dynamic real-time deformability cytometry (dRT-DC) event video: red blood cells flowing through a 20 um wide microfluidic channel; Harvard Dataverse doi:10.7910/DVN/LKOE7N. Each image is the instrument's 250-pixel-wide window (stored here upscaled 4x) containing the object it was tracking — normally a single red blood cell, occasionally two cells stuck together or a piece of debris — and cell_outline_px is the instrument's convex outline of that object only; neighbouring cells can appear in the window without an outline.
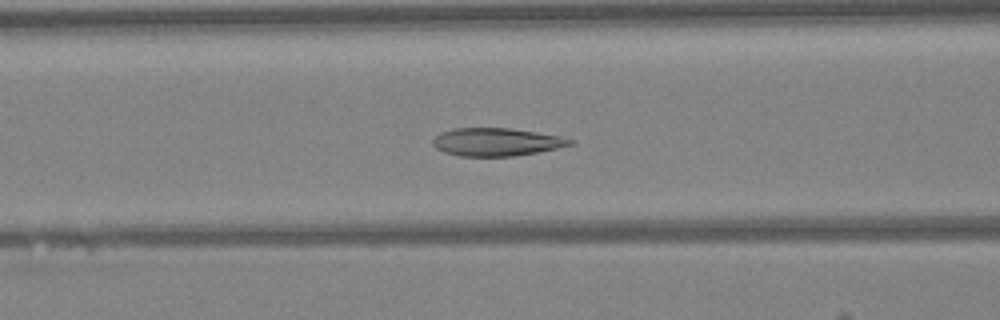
{"species": "Egyptian fruit bat (a non-hibernating species)", "species_latin": "Rousettus aegyptiacus", "temperature_condition": "warm", "stored_images_in_passage": 47, "camera_frame_rate_fps": 3000, "um_per_image_px": 0.085, "animal": {"sex": "female"}, "frame": {"image": 1, "passage_image": 19, "time_ms": 6.0, "image_size_px": [1000, 320], "cell_outline_px": [[576, 140], [572, 144], [556, 148], [536, 152], [512, 156], [460, 156], [444, 152], [436, 148], [432, 144], [432, 140], [440, 132], [452, 128], [508, 128], [536, 132], [560, 136]], "centroid_in_image_um": [42.16, 12.06], "position_along_channel_um": 124.4, "area_um2": 22.25}}
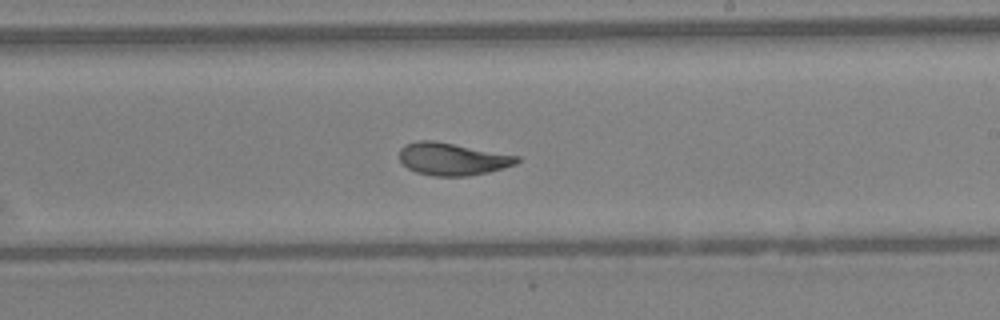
{"frame": {"image": 2, "passage_image": 28, "time_ms": 9.0, "image_size_px": [1000, 320], "cell_outline_px": [[520, 160], [516, 164], [488, 172], [468, 176], [432, 176], [416, 172], [408, 168], [400, 160], [400, 148], [404, 144], [420, 140], [432, 140], [520, 156]], "centroid_in_image_um": [38.44, 13.52], "position_along_channel_um": 250.6, "area_um2": 22.14}}
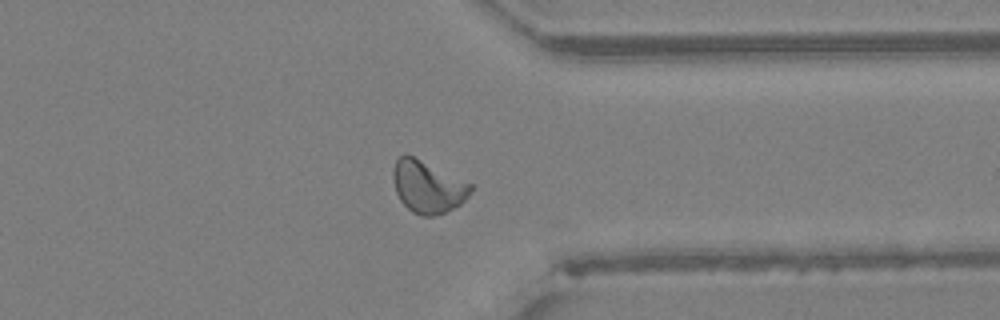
{"frame": {"image": 3, "passage_image": 37, "time_ms": 12.0, "image_size_px": [1000, 320], "cell_outline_px": [[472, 188], [468, 196], [460, 204], [444, 212], [432, 216], [420, 216], [412, 212], [400, 200], [396, 192], [392, 176], [392, 168], [396, 160], [404, 152], [472, 184]], "centroid_in_image_um": [36.31, 15.87], "position_along_channel_um": 375.1, "area_um2": 23.35}, "authors_computed_cell_mechanics": {"area_um2": 23.0044, "velocity_mm_per_s": 4.2395, "shape_relaxation_time_tau1_ms": 5.308, "shape_relaxation_time_tau2_ms": 0.9632, "deformation_change_tau1": 0.1473, "deformation_change_tau2": 0.0611}}